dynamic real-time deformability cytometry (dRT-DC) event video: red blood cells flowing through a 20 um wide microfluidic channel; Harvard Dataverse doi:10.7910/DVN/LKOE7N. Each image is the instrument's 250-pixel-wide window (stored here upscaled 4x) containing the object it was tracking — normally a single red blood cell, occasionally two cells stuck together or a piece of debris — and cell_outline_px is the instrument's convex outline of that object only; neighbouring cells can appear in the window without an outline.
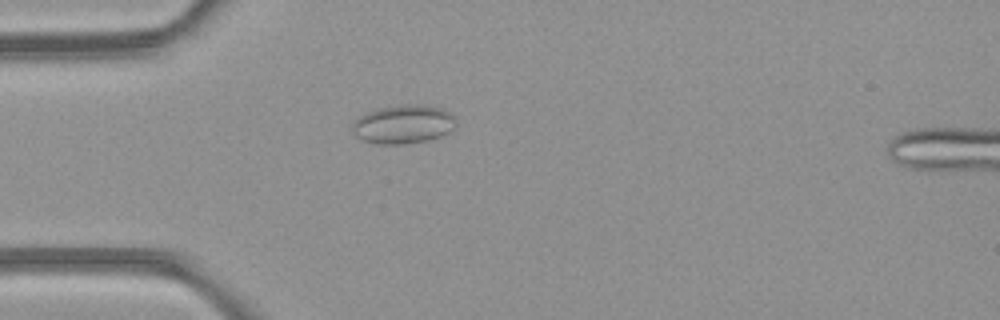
{"species": "common noctule bat (a hibernating species)", "species_latin": "Nyctalus noctula", "temperature_condition": "room temperature", "stored_images_in_passage": 1, "camera_frame_rate_fps": 3000, "um_per_image_px": 0.085, "animal": {"sex": "female", "body_mass_g": 21.9}, "frame": {"image": 1, "passage_image": 1, "time_ms": 0.0, "image_size_px": [1000, 320], "cell_outline_px": [[456, 120], [452, 128], [448, 132], [440, 136], [428, 140], [400, 144], [376, 144], [364, 140], [356, 136], [352, 132], [352, 120], [368, 112], [380, 108], [408, 104], [440, 108], [456, 116]], "centroid_in_image_um": [34.24, 10.57], "position_along_channel_um": 50.8, "area_um2": 23.06}}